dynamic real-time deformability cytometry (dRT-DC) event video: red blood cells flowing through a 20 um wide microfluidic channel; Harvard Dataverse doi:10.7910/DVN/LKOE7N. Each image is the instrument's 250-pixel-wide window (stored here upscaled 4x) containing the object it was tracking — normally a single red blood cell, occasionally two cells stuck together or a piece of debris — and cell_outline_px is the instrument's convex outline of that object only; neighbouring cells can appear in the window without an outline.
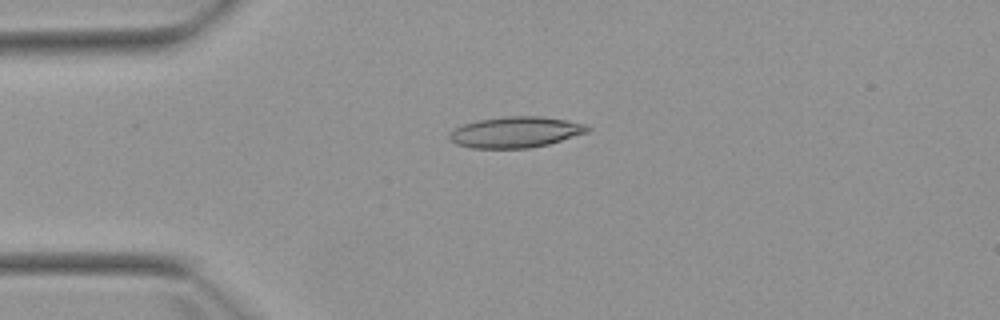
{"species": "Egyptian fruit bat (a non-hibernating species)", "species_latin": "Rousettus aegyptiacus", "temperature_condition": "warm", "stored_images_in_passage": 2, "camera_frame_rate_fps": 3000, "um_per_image_px": 0.085, "animal": {"sex": "female"}, "frame": {"image": 1, "passage_image": 1, "time_ms": 0.0, "image_size_px": [1000, 320], "cell_outline_px": [[592, 128], [588, 132], [548, 144], [528, 148], [472, 148], [456, 144], [448, 136], [448, 132], [464, 124], [476, 120], [504, 116], [540, 116], [564, 120], [584, 124]], "centroid_in_image_um": [43.8, 11.23], "position_along_channel_um": 41.2, "area_um2": 24.8}}